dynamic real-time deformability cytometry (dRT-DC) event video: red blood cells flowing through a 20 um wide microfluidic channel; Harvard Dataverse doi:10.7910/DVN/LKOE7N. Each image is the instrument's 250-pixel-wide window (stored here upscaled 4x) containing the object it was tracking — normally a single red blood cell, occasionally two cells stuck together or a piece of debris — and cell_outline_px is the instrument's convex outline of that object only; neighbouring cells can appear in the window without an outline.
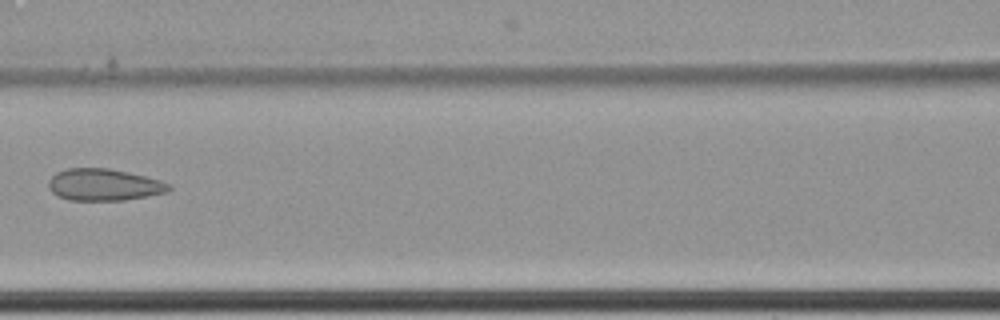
{"species": "common noctule bat (a hibernating species)", "species_latin": "Nyctalus noctula", "temperature_condition": "cold", "stored_images_in_passage": 10, "camera_frame_rate_fps": 3000, "um_per_image_px": 0.085, "animal": {"sex": "female", "body_mass_g": 22.7, "forearm_length_mm": 54.2}, "frame": {"image": 1, "passage_image": 10, "time_ms": 3.0, "image_size_px": [1000, 320], "cell_outline_px": [[172, 188], [168, 192], [148, 196], [124, 200], [68, 200], [52, 192], [48, 188], [48, 180], [56, 172], [68, 168], [108, 168], [128, 172], [160, 180], [172, 184]], "centroid_in_image_um": [8.85, 15.7], "position_along_channel_um": 157.8, "area_um2": 22.43}}